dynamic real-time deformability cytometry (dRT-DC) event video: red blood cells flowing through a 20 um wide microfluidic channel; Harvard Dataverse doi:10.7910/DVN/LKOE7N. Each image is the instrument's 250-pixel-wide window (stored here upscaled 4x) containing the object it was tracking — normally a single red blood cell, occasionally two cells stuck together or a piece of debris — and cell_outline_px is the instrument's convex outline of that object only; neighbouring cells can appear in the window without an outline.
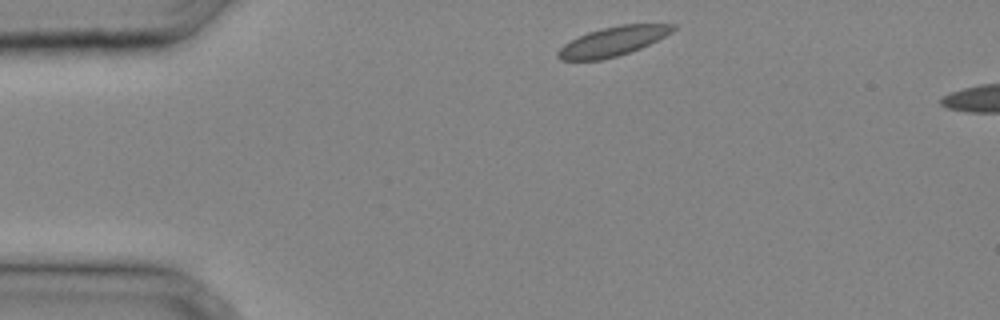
{"species": "common noctule bat (a hibernating species)", "species_latin": "Nyctalus noctula", "temperature_condition": "cold", "stored_images_in_passage": 4, "camera_frame_rate_fps": 3000, "um_per_image_px": 0.085, "animal": {"sex": "male", "body_mass_g": 20.4}, "frame": {"image": 1, "passage_image": 1, "time_ms": 0.0, "image_size_px": [1000, 320], "cell_outline_px": [[676, 28], [672, 32], [640, 48], [616, 56], [600, 60], [560, 60], [556, 56], [556, 52], [564, 44], [588, 32], [600, 28], [620, 24], [676, 24]], "centroid_in_image_um": [52.07, 3.51], "position_along_channel_um": 32.9, "area_um2": 19.42}}